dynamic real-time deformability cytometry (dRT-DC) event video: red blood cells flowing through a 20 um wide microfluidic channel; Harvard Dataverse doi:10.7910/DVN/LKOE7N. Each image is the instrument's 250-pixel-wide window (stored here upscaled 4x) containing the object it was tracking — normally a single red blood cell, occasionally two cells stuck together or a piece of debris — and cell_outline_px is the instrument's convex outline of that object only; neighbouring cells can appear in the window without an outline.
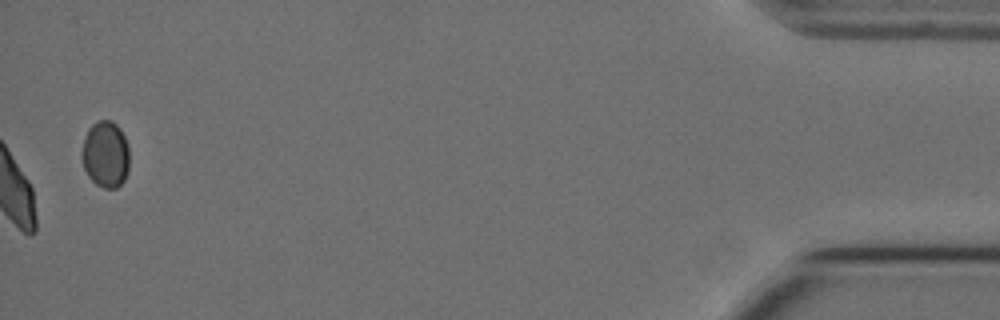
{"species": "Egyptian fruit bat (a non-hibernating species)", "species_latin": "Rousettus aegyptiacus", "temperature_condition": "cold", "stored_images_in_passage": 57, "camera_frame_rate_fps": 3000, "um_per_image_px": 0.085, "animal": {"sex": "female"}, "frame": {"image": 1, "passage_image": 57, "time_ms": 18.667, "image_size_px": [1000, 320], "cell_outline_px": [[128, 168], [124, 180], [116, 188], [104, 188], [96, 184], [88, 176], [84, 168], [80, 156], [80, 152], [88, 128], [96, 120], [112, 120], [120, 128], [124, 136], [128, 148]], "centroid_in_image_um": [8.94, 13.1], "position_along_channel_um": 426.3, "area_um2": 18.55}, "authors_computed_cell_mechanics": {"area_um2": 23.5824, "velocity_mm_per_s": 3.589, "shape_relaxation_time_tau1_ms": 7.5173, "shape_relaxation_time_tau2_ms": 0.9701, "deformation_change_tau1": 0.16, "deformation_change_tau2": 0.0564}}